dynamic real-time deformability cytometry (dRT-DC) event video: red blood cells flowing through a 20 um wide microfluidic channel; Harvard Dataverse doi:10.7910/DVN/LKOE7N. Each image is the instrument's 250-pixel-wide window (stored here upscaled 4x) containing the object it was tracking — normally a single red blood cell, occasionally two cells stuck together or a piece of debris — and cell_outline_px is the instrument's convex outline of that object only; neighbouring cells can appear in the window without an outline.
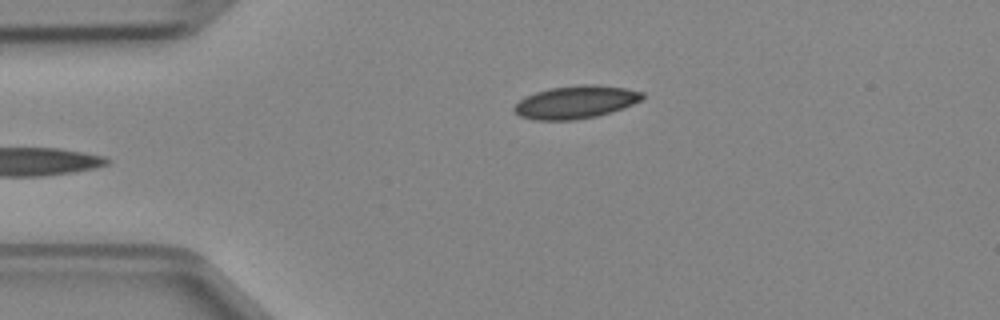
{"species": "Egyptian fruit bat (a non-hibernating species)", "species_latin": "Rousettus aegyptiacus", "temperature_condition": "cold", "stored_images_in_passage": 4, "camera_frame_rate_fps": 3000, "um_per_image_px": 0.085, "animal": {"sex": "female"}, "frame": {"image": 1, "passage_image": 4, "time_ms": 1.0, "image_size_px": [1000, 320], "cell_outline_px": [[644, 96], [640, 100], [624, 108], [612, 112], [596, 116], [576, 120], [532, 120], [520, 116], [512, 108], [524, 96], [548, 88], [584, 84], [596, 84], [624, 88], [644, 92]], "centroid_in_image_um": [48.92, 8.68], "position_along_channel_um": 36.1, "area_um2": 24.62}}